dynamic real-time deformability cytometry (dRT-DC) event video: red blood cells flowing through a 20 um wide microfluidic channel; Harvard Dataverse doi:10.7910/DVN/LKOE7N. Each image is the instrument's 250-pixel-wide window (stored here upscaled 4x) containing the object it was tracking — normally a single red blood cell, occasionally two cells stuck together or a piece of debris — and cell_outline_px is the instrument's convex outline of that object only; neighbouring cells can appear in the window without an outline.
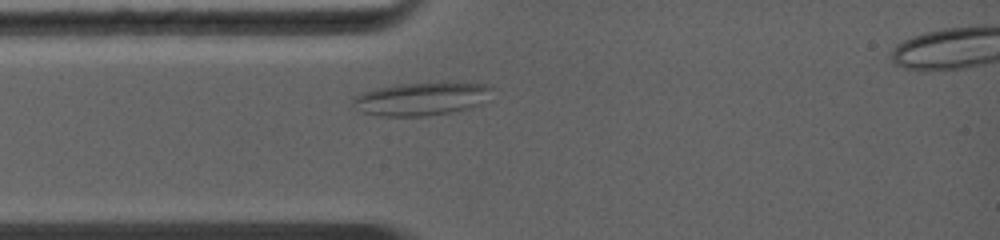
{"species": "common noctule bat (a hibernating species)", "species_latin": "Nyctalus noctula", "temperature_condition": "warm", "stored_images_in_passage": 30, "camera_frame_rate_fps": 5000, "um_per_image_px": 0.085, "animal": {"sex": "female", "body_mass_g": 19.0, "forearm_length_mm": 56.7}, "frame": {"image": 1, "passage_image": 2, "time_ms": 0.4, "image_size_px": [1000, 240], "cell_outline_px": [[492, 88], [480, 104], [448, 112], [428, 116], [380, 116], [364, 112], [356, 108], [352, 104], [352, 100], [360, 92], [376, 88], [396, 84], [440, 80], [488, 84]], "centroid_in_image_um": [35.78, 8.35], "position_along_channel_um": 49.2, "area_um2": 27.22}}
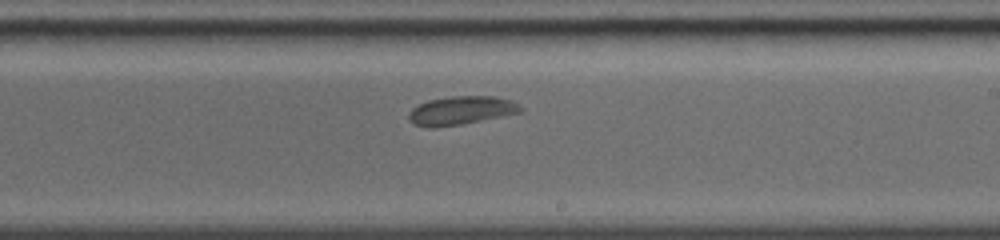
{"frame": {"image": 2, "passage_image": 16, "time_ms": 5.0, "image_size_px": [1000, 240], "cell_outline_px": [[524, 112], [460, 124], [432, 128], [428, 128], [412, 124], [408, 120], [408, 116], [412, 108], [428, 100], [452, 96], [496, 96], [512, 100], [524, 108]], "centroid_in_image_um": [39.21, 9.39], "position_along_channel_um": 249.8, "area_um2": 18.73}}
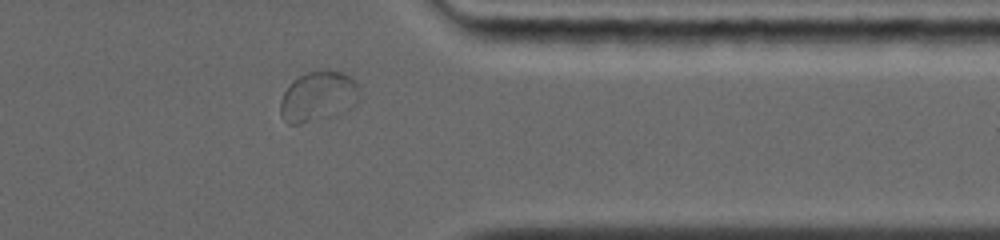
{"frame": {"image": 3, "passage_image": 27, "time_ms": 8.2, "image_size_px": [1000, 240], "cell_outline_px": [[360, 100], [352, 108], [336, 116], [300, 124], [288, 124], [284, 120], [280, 112], [280, 100], [288, 84], [292, 80], [308, 72], [344, 72], [360, 88]], "centroid_in_image_um": [27.05, 8.25], "position_along_channel_um": 384.3, "area_um2": 23.35}, "authors_computed_cell_mechanics": {"area_um2": 19.3919, "velocity_mm_per_s": 4.3649, "shape_relaxation_time_tau1_ms": null, "shape_relaxation_time_tau2_ms": 1.0179, "deformation_change_tau1": null, "deformation_change_tau2": 0.0448}}